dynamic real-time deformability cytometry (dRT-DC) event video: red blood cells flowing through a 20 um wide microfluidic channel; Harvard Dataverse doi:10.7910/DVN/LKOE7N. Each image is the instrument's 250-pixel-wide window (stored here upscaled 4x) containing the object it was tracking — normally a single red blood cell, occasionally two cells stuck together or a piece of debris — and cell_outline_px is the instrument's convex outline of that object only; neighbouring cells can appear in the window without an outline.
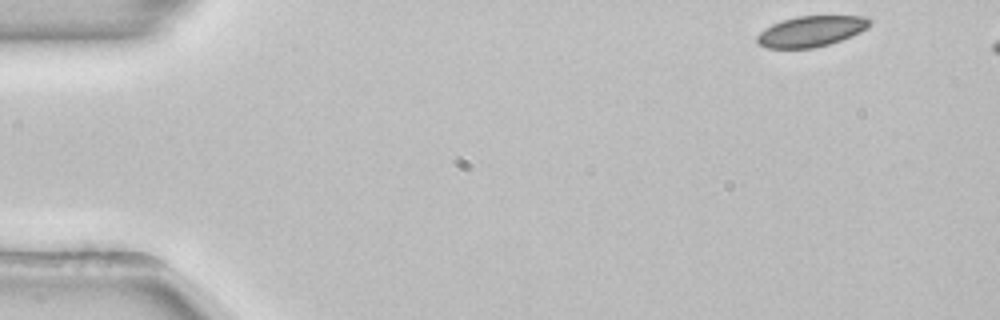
{"species": "common noctule bat (a hibernating species)", "species_latin": "Nyctalus noctula", "temperature_condition": "room temperature", "stored_images_in_passage": 48, "camera_frame_rate_fps": 3000, "um_per_image_px": 0.085, "animal": {"sex": "female", "body_mass_g": 22.7, "forearm_length_mm": 54.2}, "frame": {"image": 1, "passage_image": 1, "time_ms": 0.0, "image_size_px": [1000, 320], "cell_outline_px": [[872, 20], [864, 28], [840, 40], [828, 44], [812, 48], [764, 48], [756, 40], [756, 36], [764, 28], [772, 24], [796, 16], [864, 16]], "centroid_in_image_um": [68.86, 2.66], "position_along_channel_um": 16.1, "area_um2": 19.71}}
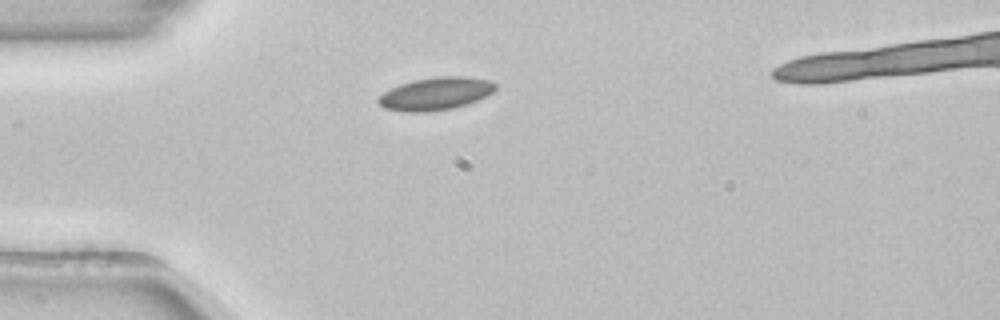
{"frame": {"image": 2, "passage_image": 11, "time_ms": 3.333, "image_size_px": [1000, 320], "cell_outline_px": [[496, 88], [492, 92], [476, 100], [452, 108], [428, 112], [404, 112], [384, 108], [376, 100], [384, 92], [400, 84], [412, 80], [436, 76], [464, 76], [492, 80], [496, 84]], "centroid_in_image_um": [37.01, 7.95], "position_along_channel_um": 48.0, "area_um2": 22.25}}
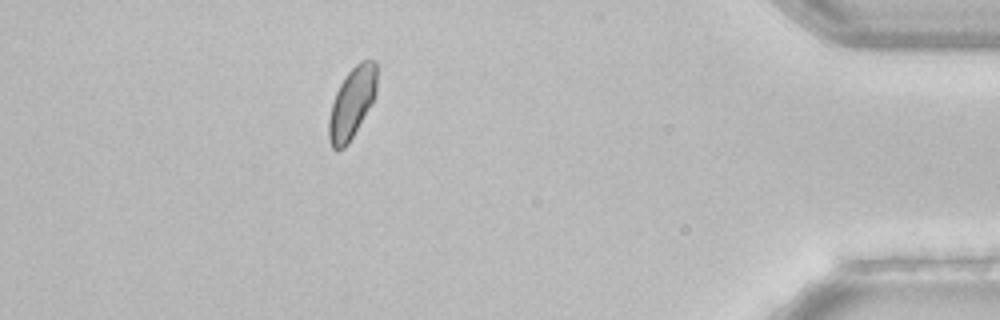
{"frame": {"image": 3, "passage_image": 44, "time_ms": 14.333, "image_size_px": [1000, 320], "cell_outline_px": [[376, 96], [372, 104], [348, 144], [344, 148], [336, 152], [332, 148], [328, 140], [328, 120], [332, 104], [336, 92], [344, 76], [360, 60], [376, 60]], "centroid_in_image_um": [29.9, 8.78], "position_along_channel_um": 405.3, "area_um2": 20.06}, "authors_computed_cell_mechanics": {"area_um2": 20.7791, "velocity_mm_per_s": 3.8465, "shape_relaxation_time_tau1_ms": 1.8246, "shape_relaxation_time_tau2_ms": null, "deformation_change_tau1": 0.038, "deformation_change_tau2": null}}